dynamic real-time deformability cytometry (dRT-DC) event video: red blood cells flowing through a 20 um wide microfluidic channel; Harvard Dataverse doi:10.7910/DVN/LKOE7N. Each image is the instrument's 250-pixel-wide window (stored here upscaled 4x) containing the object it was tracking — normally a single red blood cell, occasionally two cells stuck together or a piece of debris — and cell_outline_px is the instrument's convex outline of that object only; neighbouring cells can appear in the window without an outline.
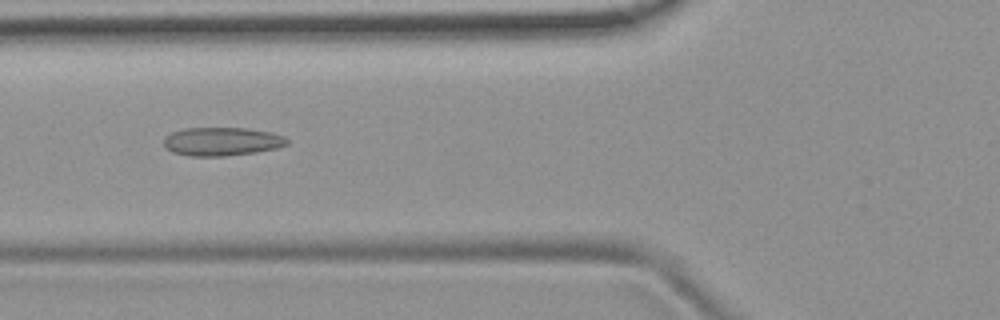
{"species": "common noctule bat (a hibernating species)", "species_latin": "Nyctalus noctula", "temperature_condition": "room temperature", "stored_images_in_passage": 2, "camera_frame_rate_fps": 3000, "um_per_image_px": 0.085, "animal": {"sex": "female", "body_mass_g": 19.9}, "frame": {"image": 1, "passage_image": 2, "time_ms": 0.333, "image_size_px": [1000, 320], "cell_outline_px": [[288, 144], [276, 148], [256, 152], [224, 156], [192, 156], [172, 152], [164, 148], [164, 136], [172, 132], [184, 128], [248, 128], [272, 132], [284, 136], [288, 140]], "centroid_in_image_um": [18.84, 12.02], "position_along_channel_um": 107.0, "area_um2": 20.58}}